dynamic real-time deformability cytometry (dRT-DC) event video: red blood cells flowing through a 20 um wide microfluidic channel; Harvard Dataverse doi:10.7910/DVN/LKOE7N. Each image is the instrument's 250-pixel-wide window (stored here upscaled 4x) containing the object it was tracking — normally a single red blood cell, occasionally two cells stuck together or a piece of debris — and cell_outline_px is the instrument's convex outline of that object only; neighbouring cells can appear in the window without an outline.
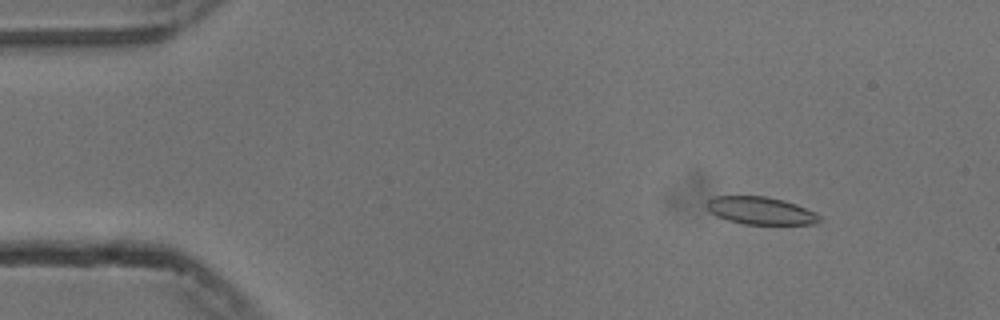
{"species": "common noctule bat (a hibernating species)", "species_latin": "Nyctalus noctula", "temperature_condition": "cold", "stored_images_in_passage": 54, "camera_frame_rate_fps": 3000, "um_per_image_px": 0.085, "animal": {"sex": "male", "body_mass_g": 13.3}, "frame": {"image": 1, "passage_image": 6, "time_ms": 1.667, "image_size_px": [1000, 320], "cell_outline_px": [[820, 220], [812, 224], [744, 224], [728, 220], [716, 216], [708, 208], [708, 200], [712, 196], [768, 196], [784, 200], [796, 204], [816, 212], [820, 216]], "centroid_in_image_um": [64.67, 17.9], "position_along_channel_um": 20.3, "area_um2": 18.03}}
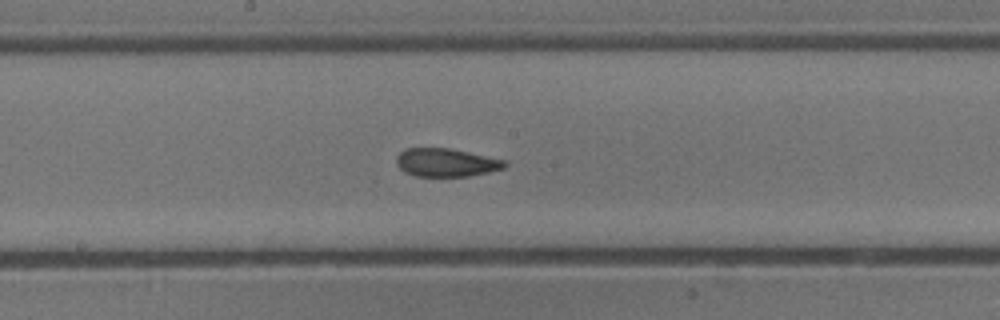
{"frame": {"image": 2, "passage_image": 28, "time_ms": 9.0, "image_size_px": [1000, 320], "cell_outline_px": [[508, 164], [504, 168], [488, 172], [468, 176], [416, 176], [404, 172], [396, 164], [396, 156], [404, 148], [448, 148], [504, 160]], "centroid_in_image_um": [37.87, 13.81], "position_along_channel_um": 210.3, "area_um2": 17.69}}
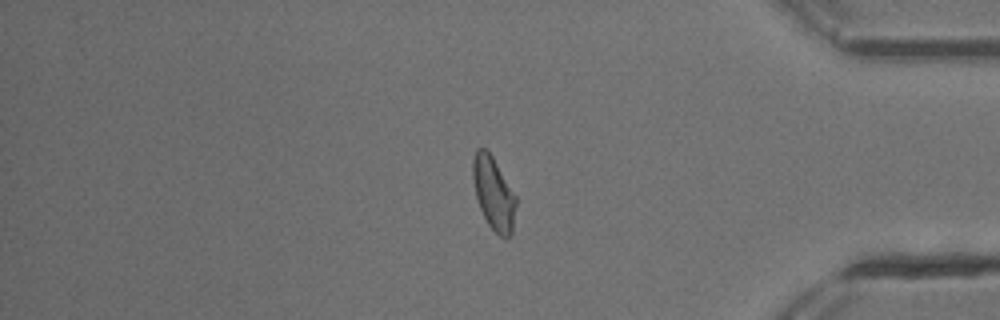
{"frame": {"image": 3, "passage_image": 45, "time_ms": 14.667, "image_size_px": [1000, 320], "cell_outline_px": [[516, 204], [512, 232], [504, 240], [488, 224], [480, 208], [476, 196], [472, 176], [472, 160], [476, 148], [484, 148], [492, 156], [516, 196]], "centroid_in_image_um": [41.94, 16.43], "position_along_channel_um": 393.3, "area_um2": 18.15}, "authors_computed_cell_mechanics": {"area_um2": 18.2937, "velocity_mm_per_s": 3.7506, "shape_relaxation_time_tau1_ms": 6.3086, "shape_relaxation_time_tau2_ms": 2.6275, "deformation_change_tau1": 0.1718, "deformation_change_tau2": 0.0925}}